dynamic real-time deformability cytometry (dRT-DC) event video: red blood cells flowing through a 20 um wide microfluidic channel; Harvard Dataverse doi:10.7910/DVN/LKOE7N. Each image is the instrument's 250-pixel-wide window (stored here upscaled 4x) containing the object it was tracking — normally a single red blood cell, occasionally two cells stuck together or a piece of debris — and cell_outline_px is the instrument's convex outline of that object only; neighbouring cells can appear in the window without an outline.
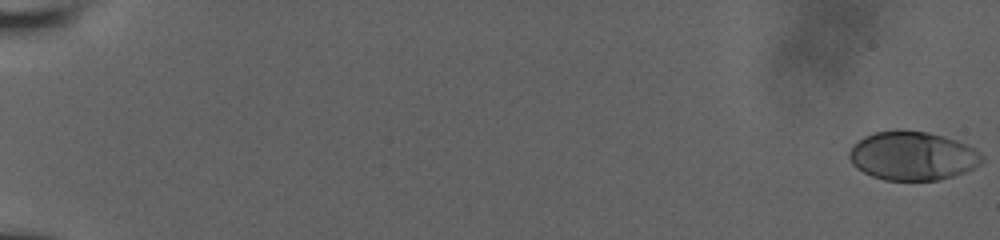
{"species": "human", "species_latin": "Homo sapiens", "temperature_condition": "room temperature", "stored_images_in_passage": 27, "camera_frame_rate_fps": 3000, "um_per_image_px": 0.085, "donor": {"sex": "male"}, "frame": {"image": 1, "passage_image": 1, "time_ms": 0.0, "image_size_px": [1000, 240], "cell_outline_px": [[984, 160], [980, 164], [964, 172], [940, 180], [884, 180], [872, 176], [856, 168], [852, 164], [848, 156], [848, 152], [864, 136], [876, 132], [896, 128], [900, 128], [928, 132], [944, 136], [956, 140], [980, 152], [984, 156]], "centroid_in_image_um": [77.56, 13.23], "position_along_channel_um": 7.4, "area_um2": 37.92}}
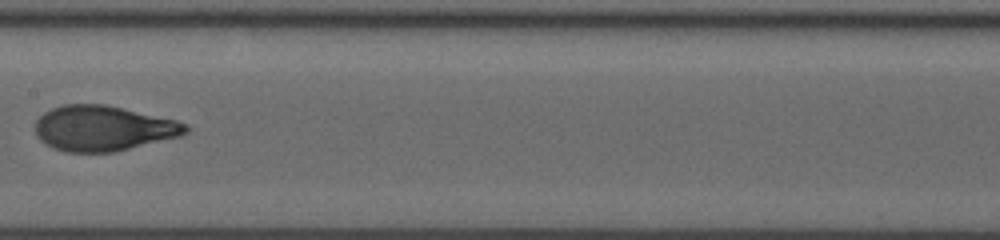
{"frame": {"image": 2, "passage_image": 15, "time_ms": 10.333, "image_size_px": [1000, 240], "cell_outline_px": [[188, 132], [180, 136], [112, 152], [68, 152], [52, 148], [40, 140], [36, 136], [36, 120], [44, 112], [52, 108], [64, 104], [104, 104], [176, 120], [188, 124]], "centroid_in_image_um": [8.75, 10.9], "position_along_channel_um": 198.7, "area_um2": 39.48}}
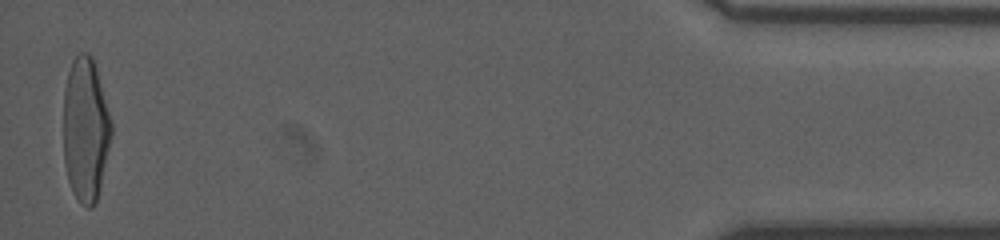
{"frame": {"image": 3, "passage_image": 27, "time_ms": 18.0, "image_size_px": [1000, 240], "cell_outline_px": [[112, 136], [96, 200], [92, 208], [88, 208], [80, 204], [72, 192], [68, 180], [64, 164], [64, 88], [68, 72], [72, 60], [80, 52], [88, 52], [92, 56], [96, 68], [112, 120]], "centroid_in_image_um": [7.27, 11.0], "position_along_channel_um": 427.9, "area_um2": 40.34}}